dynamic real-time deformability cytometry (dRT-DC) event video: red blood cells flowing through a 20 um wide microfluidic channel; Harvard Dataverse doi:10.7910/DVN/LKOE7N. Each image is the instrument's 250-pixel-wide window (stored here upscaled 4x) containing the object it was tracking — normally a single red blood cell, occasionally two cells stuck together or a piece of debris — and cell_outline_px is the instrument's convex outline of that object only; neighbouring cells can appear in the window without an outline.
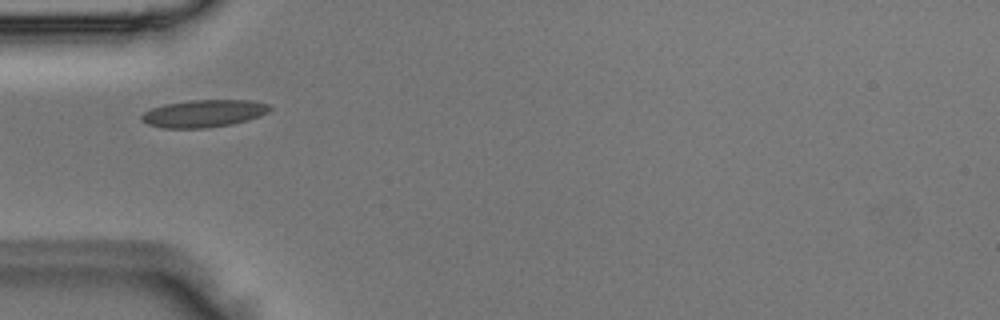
{"species": "Egyptian fruit bat (a non-hibernating species)", "species_latin": "Rousettus aegyptiacus", "temperature_condition": "room temperature", "stored_images_in_passage": 2, "camera_frame_rate_fps": 3000, "um_per_image_px": 0.085, "animal": {"sex": "male"}, "frame": {"image": 1, "passage_image": 2, "time_ms": 0.333, "image_size_px": [1000, 320], "cell_outline_px": [[272, 108], [268, 112], [260, 116], [248, 120], [232, 124], [204, 128], [164, 128], [148, 124], [140, 120], [140, 116], [144, 112], [152, 108], [164, 104], [188, 100], [252, 100], [268, 104]], "centroid_in_image_um": [17.32, 9.64], "position_along_channel_um": 67.7, "area_um2": 20.58}}